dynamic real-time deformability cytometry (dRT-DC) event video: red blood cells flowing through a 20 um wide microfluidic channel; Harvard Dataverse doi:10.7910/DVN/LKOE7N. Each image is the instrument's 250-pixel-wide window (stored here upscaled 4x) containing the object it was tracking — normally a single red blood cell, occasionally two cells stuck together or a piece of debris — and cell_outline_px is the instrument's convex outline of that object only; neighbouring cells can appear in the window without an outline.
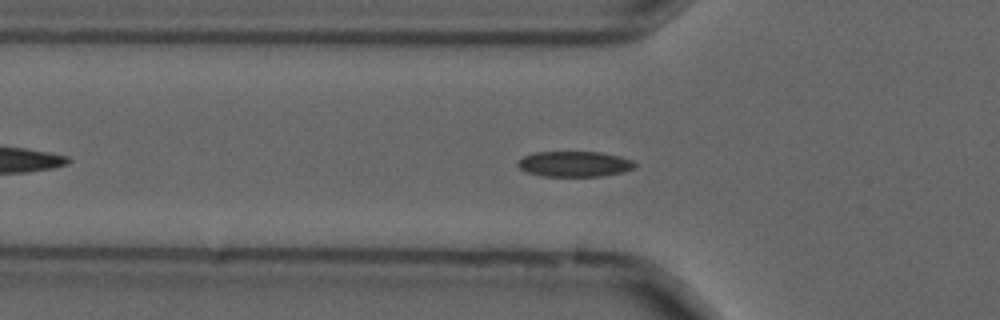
{"species": "common noctule bat (a hibernating species)", "species_latin": "Nyctalus noctula", "temperature_condition": "cold", "stored_images_in_passage": 47, "camera_frame_rate_fps": 3000, "um_per_image_px": 0.085, "animal": {"sex": "male", "forearm_length_mm": 52.5}, "frame": {"image": 1, "passage_image": 10, "time_ms": 3.0, "image_size_px": [1000, 320], "cell_outline_px": [[636, 168], [624, 172], [600, 176], [544, 176], [524, 172], [516, 164], [524, 156], [536, 152], [600, 152], [620, 156], [632, 160], [636, 164]], "centroid_in_image_um": [48.85, 13.94], "position_along_channel_um": 76.9, "area_um2": 17.46}}
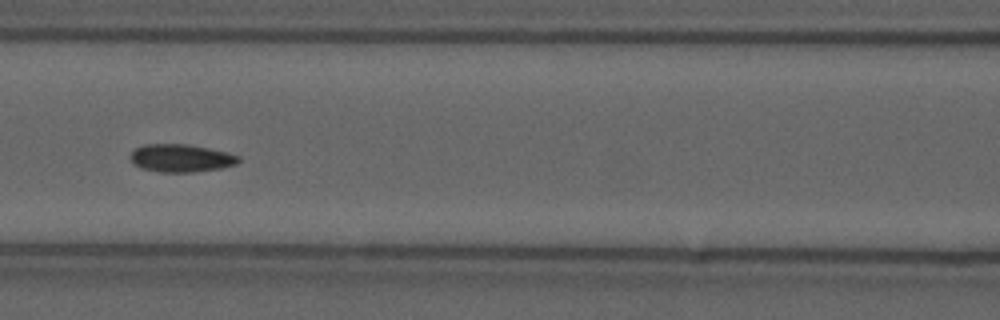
{"frame": {"image": 2, "passage_image": 16, "time_ms": 5.0, "image_size_px": [1000, 320], "cell_outline_px": [[240, 160], [236, 164], [220, 168], [192, 172], [160, 172], [140, 168], [128, 156], [136, 148], [144, 144], [188, 144], [228, 152], [240, 156]], "centroid_in_image_um": [15.39, 13.43], "position_along_channel_um": 151.2, "area_um2": 17.51}}
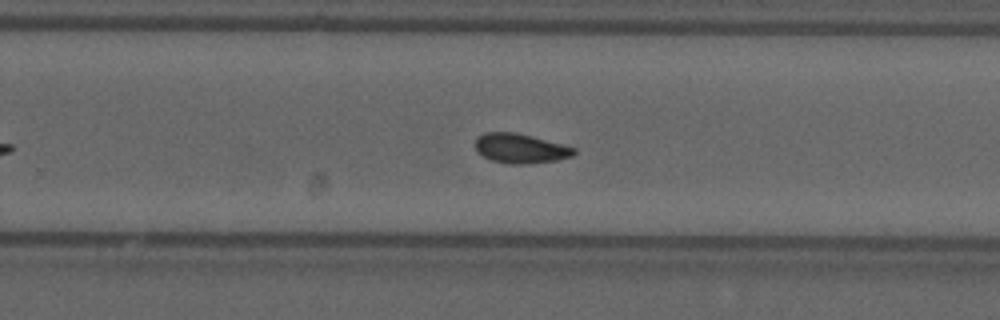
{"frame": {"image": 3, "passage_image": 27, "time_ms": 8.667, "image_size_px": [1000, 320], "cell_outline_px": [[576, 152], [572, 156], [556, 160], [528, 164], [508, 164], [492, 160], [476, 152], [476, 136], [484, 132], [516, 132], [564, 144], [576, 148]], "centroid_in_image_um": [44.23, 12.61], "position_along_channel_um": 285.6, "area_um2": 17.17}, "authors_computed_cell_mechanics": {"area_um2": 16.9932, "velocity_mm_per_s": 3.6816, "shape_relaxation_time_tau1_ms": null, "shape_relaxation_time_tau2_ms": 3.3079, "deformation_change_tau1": null, "deformation_change_tau2": 0.0793}}